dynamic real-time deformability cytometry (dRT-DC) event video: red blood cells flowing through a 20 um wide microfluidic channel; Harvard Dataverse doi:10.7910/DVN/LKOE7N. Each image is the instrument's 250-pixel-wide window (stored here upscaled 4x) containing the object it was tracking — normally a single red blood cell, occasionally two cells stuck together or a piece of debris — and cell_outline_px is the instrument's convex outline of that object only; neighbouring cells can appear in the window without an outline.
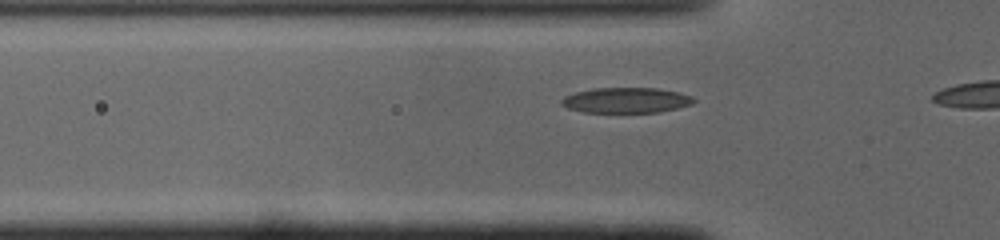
{"species": "common noctule bat (a hibernating species)", "species_latin": "Nyctalus noctula", "temperature_condition": "cold", "stored_images_in_passage": 14, "camera_frame_rate_fps": 3000, "um_per_image_px": 0.085, "animal": {"sex": "male", "body_mass_g": 19.0, "forearm_length_mm": 50.8}, "frame": {"image": 1, "passage_image": 12, "time_ms": 3.667, "image_size_px": [1000, 240], "cell_outline_px": [[696, 100], [692, 104], [660, 112], [584, 112], [568, 108], [560, 104], [560, 100], [564, 96], [576, 92], [592, 88], [656, 88], [680, 92], [692, 96]], "centroid_in_image_um": [53.22, 8.51], "position_along_channel_um": 72.6, "area_um2": 19.59}}